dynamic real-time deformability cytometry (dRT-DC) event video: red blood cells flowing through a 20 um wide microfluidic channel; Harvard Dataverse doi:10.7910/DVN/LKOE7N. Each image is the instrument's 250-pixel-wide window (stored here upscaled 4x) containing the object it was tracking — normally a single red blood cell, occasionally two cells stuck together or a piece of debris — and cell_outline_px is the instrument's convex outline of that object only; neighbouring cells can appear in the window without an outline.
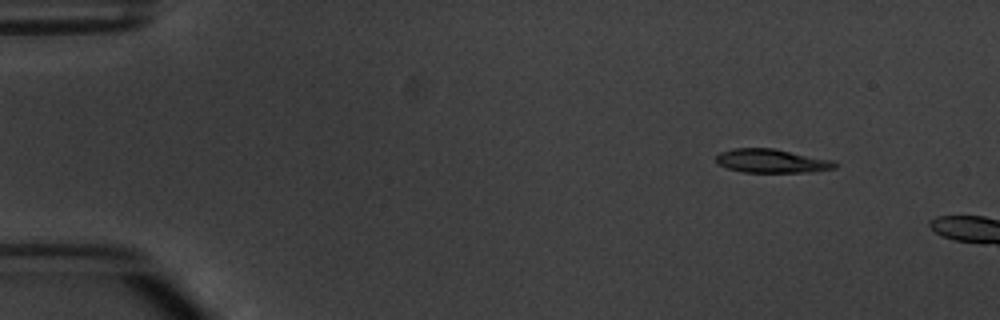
{"species": "common noctule bat (a hibernating species)", "species_latin": "Nyctalus noctula", "temperature_condition": "warm", "stored_images_in_passage": 2, "camera_frame_rate_fps": 3000, "um_per_image_px": 0.085, "animal": {"sex": "male", "body_mass_g": 20.1, "forearm_length_mm": 53.5}, "frame": {"image": 1, "passage_image": 1, "time_ms": 0.0, "image_size_px": [1000, 320], "cell_outline_px": [[840, 164], [836, 168], [812, 172], [744, 172], [728, 168], [720, 164], [716, 160], [716, 156], [720, 152], [732, 148], [772, 148], [832, 160]], "centroid_in_image_um": [65.63, 13.68], "position_along_channel_um": 19.4, "area_um2": 16.36}}